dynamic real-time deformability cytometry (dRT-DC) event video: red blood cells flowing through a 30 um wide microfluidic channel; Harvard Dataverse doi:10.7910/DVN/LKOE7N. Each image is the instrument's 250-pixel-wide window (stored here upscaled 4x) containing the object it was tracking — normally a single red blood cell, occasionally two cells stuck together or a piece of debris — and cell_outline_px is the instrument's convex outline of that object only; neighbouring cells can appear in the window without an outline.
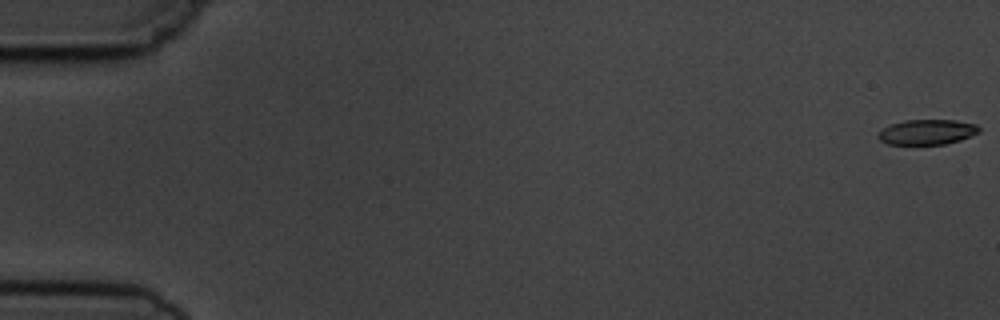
{"species": "common noctule bat (a hibernating species)", "species_latin": "Nyctalus noctula", "temperature_condition": "cold", "stored_images_in_passage": 7, "camera_frame_rate_fps": 3000, "um_per_image_px": 0.085, "animal": {"sex": "male", "body_mass_g": 19.5, "forearm_length_mm": 54.6}, "frame": {"image": 1, "passage_image": 1, "time_ms": 0.0, "image_size_px": [1000, 320], "cell_outline_px": [[980, 132], [960, 140], [944, 144], [888, 144], [880, 140], [876, 136], [884, 128], [892, 124], [904, 120], [956, 120], [976, 124], [980, 128]], "centroid_in_image_um": [78.82, 11.22], "position_along_channel_um": 6.2, "area_um2": 14.68}}
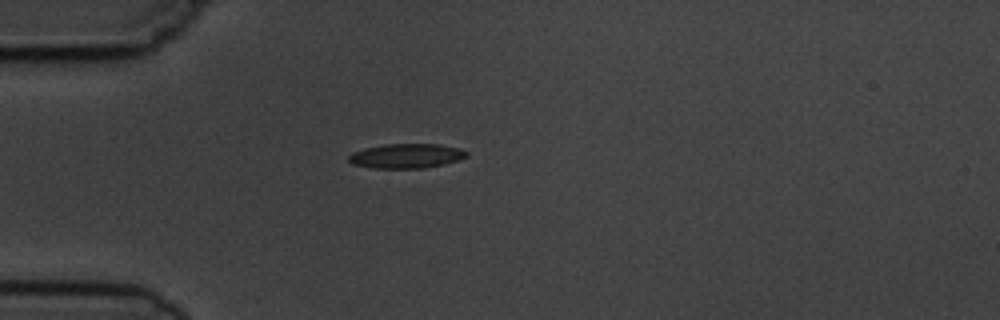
{"frame": {"image": 2, "passage_image": 5, "time_ms": 5.0, "image_size_px": [1000, 320], "cell_outline_px": [[468, 156], [456, 160], [424, 168], [372, 168], [352, 164], [348, 160], [348, 156], [352, 152], [364, 148], [384, 144], [440, 144], [460, 148], [468, 152]], "centroid_in_image_um": [34.5, 13.24], "position_along_channel_um": 50.5, "area_um2": 16.82}}
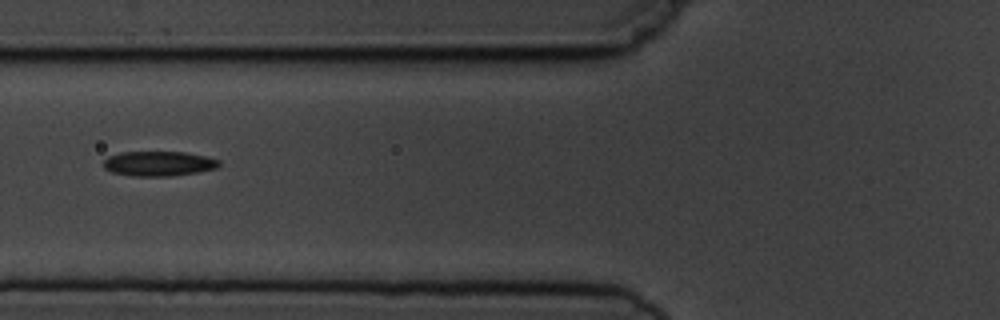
{"frame": {"image": 3, "passage_image": 7, "time_ms": 7.0, "image_size_px": [1000, 320], "cell_outline_px": [[220, 164], [216, 168], [196, 172], [172, 176], [132, 176], [112, 172], [104, 168], [104, 160], [108, 156], [120, 152], [184, 152], [204, 156], [220, 160]], "centroid_in_image_um": [13.46, 13.9], "position_along_channel_um": 112.3, "area_um2": 16.65}}